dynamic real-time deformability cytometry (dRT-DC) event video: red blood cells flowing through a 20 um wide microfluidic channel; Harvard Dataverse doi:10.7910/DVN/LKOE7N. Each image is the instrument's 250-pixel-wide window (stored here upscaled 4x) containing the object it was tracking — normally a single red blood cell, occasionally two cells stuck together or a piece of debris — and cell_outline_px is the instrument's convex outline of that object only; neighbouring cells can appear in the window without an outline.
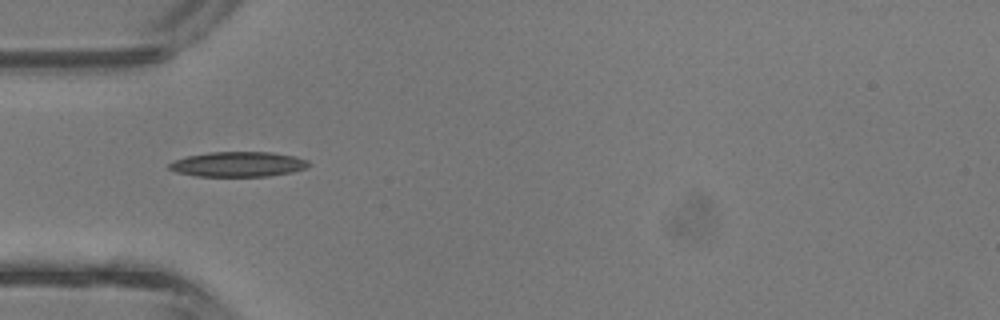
{"species": "common noctule bat (a hibernating species)", "species_latin": "Nyctalus noctula", "temperature_condition": "room temperature", "stored_images_in_passage": 30, "camera_frame_rate_fps": 3000, "um_per_image_px": 0.085, "animal": {"sex": "male", "body_mass_g": 13.3}, "frame": {"image": 1, "passage_image": 1, "time_ms": 0.0, "image_size_px": [1000, 320], "cell_outline_px": [[312, 164], [308, 168], [292, 172], [268, 176], [196, 176], [176, 172], [168, 168], [168, 164], [172, 160], [184, 156], [208, 152], [272, 152], [296, 156], [308, 160]], "centroid_in_image_um": [20.25, 13.95], "position_along_channel_um": 64.8, "area_um2": 20.69}}
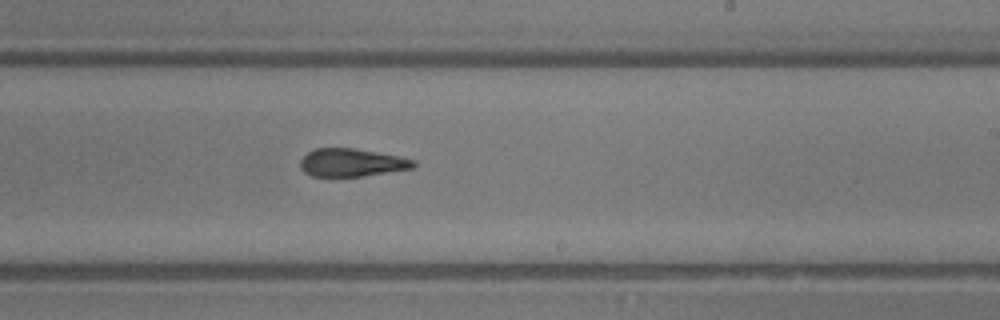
{"frame": {"image": 2, "passage_image": 13, "time_ms": 4.0, "image_size_px": [1000, 320], "cell_outline_px": [[416, 164], [412, 168], [364, 176], [312, 176], [304, 172], [300, 168], [300, 160], [308, 152], [316, 148], [352, 148], [400, 156], [416, 160]], "centroid_in_image_um": [29.89, 13.82], "position_along_channel_um": 259.1, "area_um2": 18.38}}
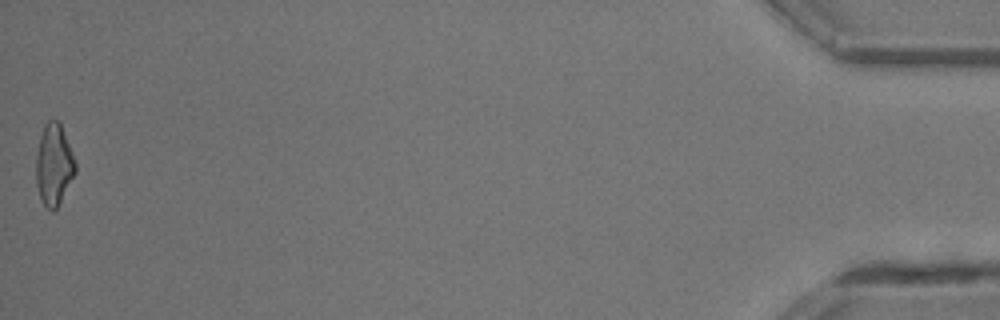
{"frame": {"image": 3, "passage_image": 30, "time_ms": 9.667, "image_size_px": [1000, 320], "cell_outline_px": [[76, 172], [56, 208], [52, 212], [40, 200], [36, 184], [36, 156], [40, 136], [44, 124], [48, 120], [56, 120], [60, 124], [76, 164]], "centroid_in_image_um": [4.55, 14.01], "position_along_channel_um": 430.6, "area_um2": 18.32}, "authors_computed_cell_mechanics": {"area_um2": 18.9584, "velocity_mm_per_s": 4.8554, "shape_relaxation_time_tau1_ms": 10.8603, "shape_relaxation_time_tau2_ms": 3.3464, "deformation_change_tau1": 0.2938, "deformation_change_tau2": 0.1522}}